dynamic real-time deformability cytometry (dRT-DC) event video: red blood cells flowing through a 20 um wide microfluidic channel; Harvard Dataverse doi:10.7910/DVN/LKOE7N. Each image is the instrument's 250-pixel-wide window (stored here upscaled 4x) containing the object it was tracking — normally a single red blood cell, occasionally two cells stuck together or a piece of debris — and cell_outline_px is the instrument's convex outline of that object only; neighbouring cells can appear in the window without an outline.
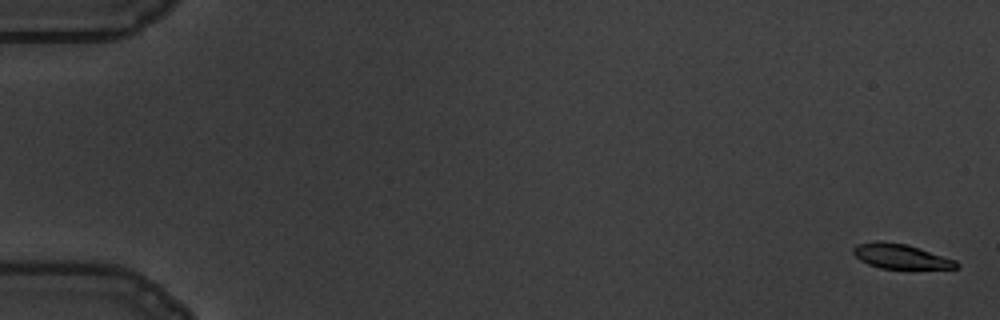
{"species": "common noctule bat (a hibernating species)", "species_latin": "Nyctalus noctula", "temperature_condition": "warm", "stored_images_in_passage": 60, "camera_frame_rate_fps": 3000, "um_per_image_px": 0.085, "animal": {"sex": "male", "body_mass_g": 19.5, "forearm_length_mm": 54.6}, "frame": {"image": 1, "passage_image": 2, "time_ms": 0.333, "image_size_px": [1000, 320], "cell_outline_px": [[960, 268], [880, 268], [868, 264], [860, 260], [852, 252], [852, 248], [856, 244], [876, 240], [880, 240], [908, 244], [956, 260], [960, 264]], "centroid_in_image_um": [76.54, 21.76], "position_along_channel_um": 8.5, "area_um2": 14.97}}
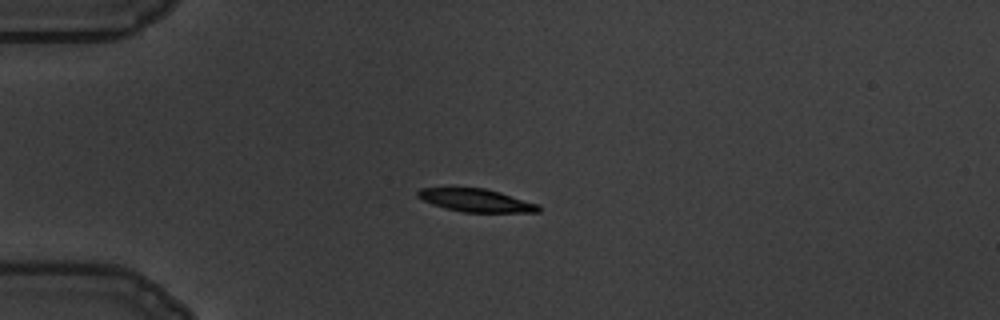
{"frame": {"image": 2, "passage_image": 17, "time_ms": 5.333, "image_size_px": [1000, 320], "cell_outline_px": [[540, 212], [464, 212], [444, 208], [432, 204], [416, 196], [416, 192], [420, 188], [448, 184], [452, 184], [484, 188], [500, 192], [540, 204]], "centroid_in_image_um": [40.36, 16.96], "position_along_channel_um": 44.6, "area_um2": 17.11}}
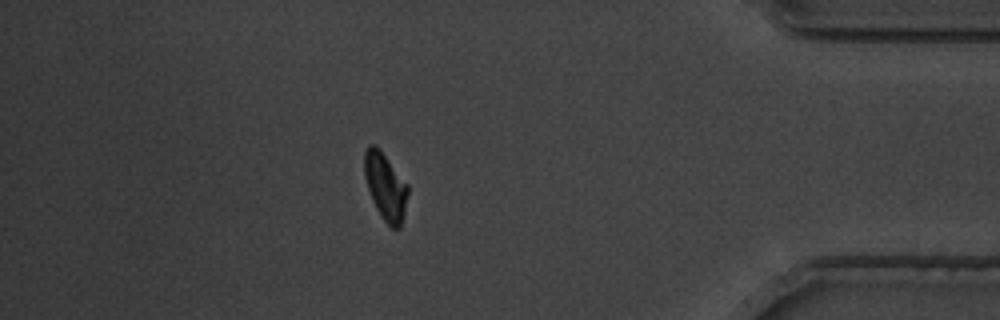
{"frame": {"image": 3, "passage_image": 53, "time_ms": 17.333, "image_size_px": [1000, 320], "cell_outline_px": [[408, 192], [404, 212], [400, 228], [392, 228], [380, 216], [372, 200], [364, 176], [364, 152], [368, 144], [372, 144], [380, 148], [408, 184]], "centroid_in_image_um": [32.75, 15.81], "position_along_channel_um": 402.5, "area_um2": 17.05}, "authors_computed_cell_mechanics": {"area_um2": 16.9643, "velocity_mm_per_s": 3.4937, "shape_relaxation_time_tau1_ms": 9.4433, "shape_relaxation_time_tau2_ms": 3.0723, "deformation_change_tau1": 0.3194, "deformation_change_tau2": 0.0653}}